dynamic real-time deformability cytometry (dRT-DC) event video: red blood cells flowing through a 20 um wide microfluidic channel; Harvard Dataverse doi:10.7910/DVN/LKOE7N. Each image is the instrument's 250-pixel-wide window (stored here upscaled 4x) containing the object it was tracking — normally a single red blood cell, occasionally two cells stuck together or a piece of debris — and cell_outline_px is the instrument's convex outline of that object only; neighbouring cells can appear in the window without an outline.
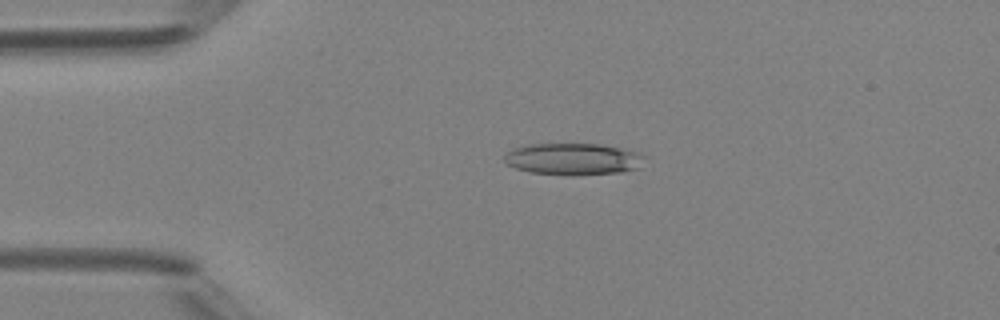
{"species": "Egyptian fruit bat (a non-hibernating species)", "species_latin": "Rousettus aegyptiacus", "temperature_condition": "room temperature", "stored_images_in_passage": 3, "camera_frame_rate_fps": 3000, "um_per_image_px": 0.085, "animal": {"sex": "female"}, "frame": {"image": 1, "passage_image": 1, "time_ms": 0.0, "image_size_px": [1000, 320], "cell_outline_px": [[644, 156], [636, 168], [620, 172], [532, 172], [516, 168], [508, 164], [504, 160], [504, 156], [508, 152], [516, 148], [528, 144], [600, 144], [636, 152]], "centroid_in_image_um": [48.66, 13.46], "position_along_channel_um": 36.3, "area_um2": 24.22}}
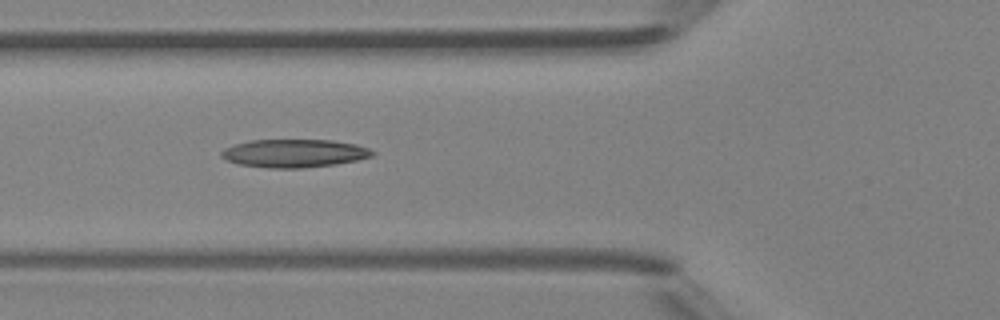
{"frame": {"image": 2, "passage_image": 3, "time_ms": 2.333, "image_size_px": [1000, 320], "cell_outline_px": [[376, 152], [372, 156], [356, 160], [336, 164], [304, 168], [268, 168], [236, 164], [220, 156], [220, 152], [224, 148], [248, 140], [332, 140], [356, 144], [368, 148]], "centroid_in_image_um": [24.99, 13.03], "position_along_channel_um": 100.8, "area_um2": 24.85}}